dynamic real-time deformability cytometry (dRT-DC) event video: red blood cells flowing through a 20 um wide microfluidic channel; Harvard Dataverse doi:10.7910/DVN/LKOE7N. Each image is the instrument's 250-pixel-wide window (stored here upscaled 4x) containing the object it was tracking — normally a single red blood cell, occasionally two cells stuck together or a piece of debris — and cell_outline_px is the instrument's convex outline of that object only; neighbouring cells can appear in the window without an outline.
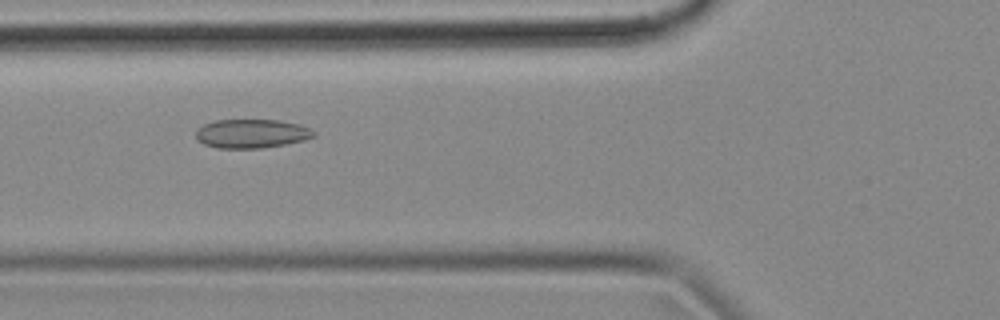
{"species": "common noctule bat (a hibernating species)", "species_latin": "Nyctalus noctula", "temperature_condition": "cold", "stored_images_in_passage": 55, "camera_frame_rate_fps": 3000, "um_per_image_px": 0.085, "animal": {"sex": "female", "body_mass_g": 18.4}, "frame": {"image": 1, "passage_image": 20, "time_ms": 6.333, "image_size_px": [1000, 320], "cell_outline_px": [[316, 136], [304, 140], [284, 144], [260, 148], [216, 148], [204, 144], [196, 140], [196, 132], [204, 124], [216, 120], [280, 120], [300, 124], [316, 132]], "centroid_in_image_um": [21.39, 11.35], "position_along_channel_um": 104.4, "area_um2": 19.83}}
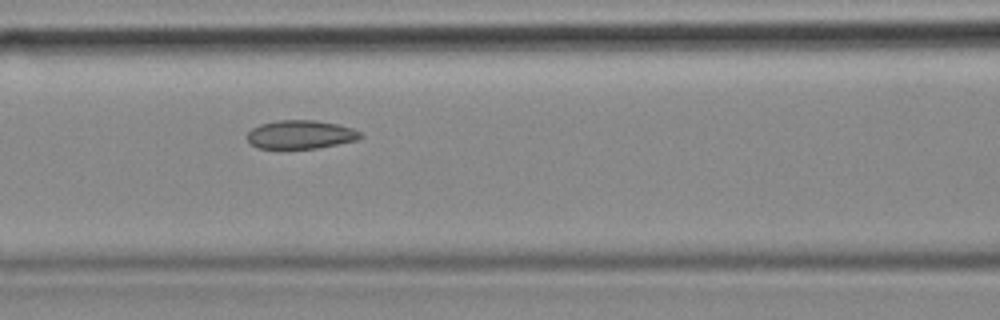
{"frame": {"image": 2, "passage_image": 23, "time_ms": 7.333, "image_size_px": [1000, 320], "cell_outline_px": [[364, 136], [356, 140], [316, 148], [256, 148], [248, 140], [248, 132], [252, 128], [260, 124], [276, 120], [316, 120], [336, 124], [352, 128], [360, 132]], "centroid_in_image_um": [25.54, 11.42], "position_along_channel_um": 141.1, "area_um2": 18.67}}
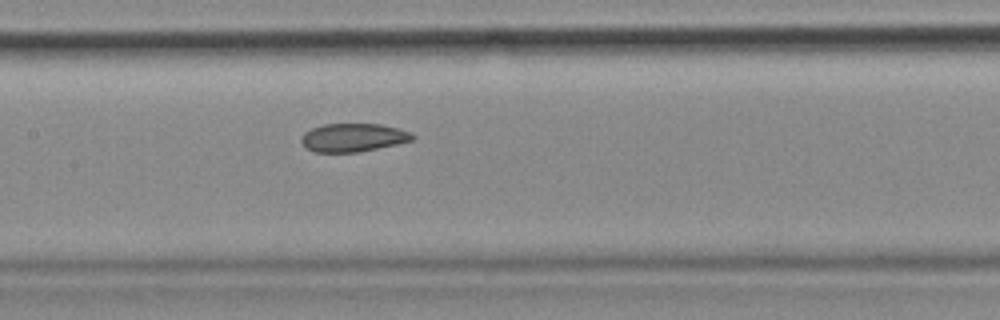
{"frame": {"image": 3, "passage_image": 26, "time_ms": 8.333, "image_size_px": [1000, 320], "cell_outline_px": [[416, 136], [412, 140], [396, 144], [356, 152], [312, 152], [300, 140], [300, 136], [304, 132], [312, 128], [324, 124], [380, 124], [412, 132]], "centroid_in_image_um": [30.0, 11.68], "position_along_channel_um": 177.4, "area_um2": 18.21}, "authors_computed_cell_mechanics": {"area_um2": 19.941, "velocity_mm_per_s": 3.6452, "shape_relaxation_time_tau1_ms": null, "shape_relaxation_time_tau2_ms": 3.0594, "deformation_change_tau1": null, "deformation_change_tau2": 0.0738}}